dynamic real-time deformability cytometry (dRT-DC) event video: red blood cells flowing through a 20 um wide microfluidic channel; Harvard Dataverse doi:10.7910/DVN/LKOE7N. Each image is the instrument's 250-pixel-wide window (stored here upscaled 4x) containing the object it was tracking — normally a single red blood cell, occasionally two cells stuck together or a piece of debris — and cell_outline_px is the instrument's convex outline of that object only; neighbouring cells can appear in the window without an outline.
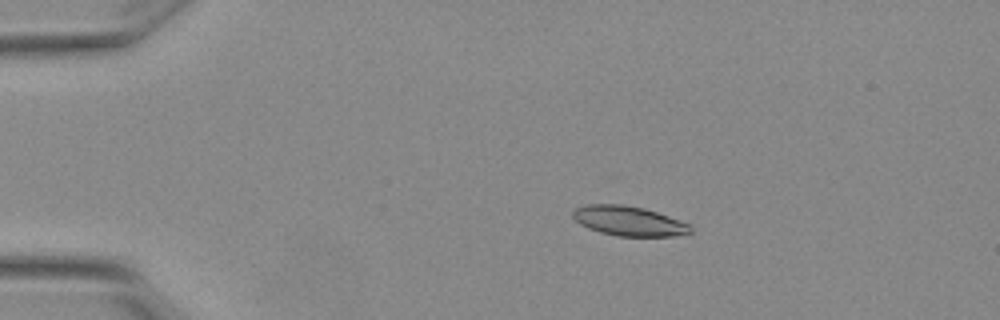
{"species": "Egyptian fruit bat (a non-hibernating species)", "species_latin": "Rousettus aegyptiacus", "temperature_condition": "warm", "stored_images_in_passage": 46, "camera_frame_rate_fps": 3000, "um_per_image_px": 0.085, "animal": {"sex": "female"}, "frame": {"image": 1, "passage_image": 3, "time_ms": 0.667, "image_size_px": [1000, 320], "cell_outline_px": [[692, 232], [672, 236], [616, 236], [600, 232], [588, 228], [580, 224], [572, 216], [572, 212], [576, 208], [588, 204], [620, 204], [644, 208], [692, 224]], "centroid_in_image_um": [53.46, 18.78], "position_along_channel_um": 31.5, "area_um2": 20.35}}
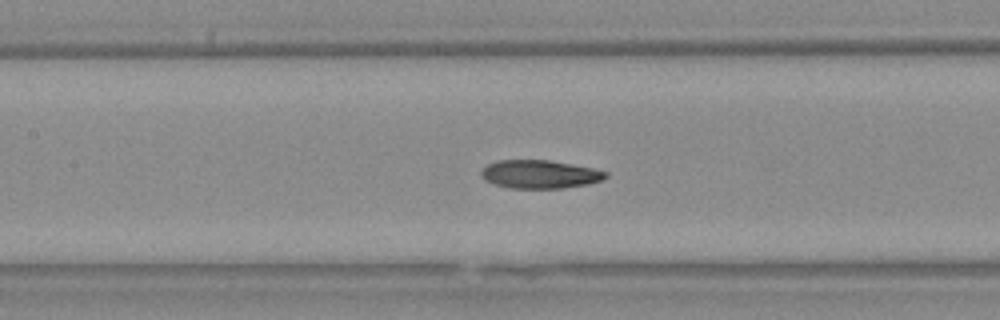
{"frame": {"image": 2, "passage_image": 18, "time_ms": 5.667, "image_size_px": [1000, 320], "cell_outline_px": [[608, 176], [604, 180], [588, 184], [564, 188], [508, 188], [484, 180], [480, 176], [480, 172], [488, 164], [496, 160], [548, 160], [572, 164], [592, 168], [608, 172]], "centroid_in_image_um": [45.89, 14.81], "position_along_channel_um": 161.5, "area_um2": 20.63}}
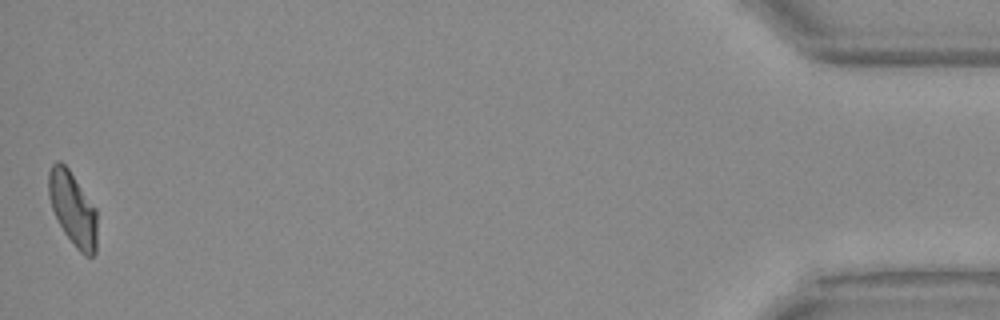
{"frame": {"image": 3, "passage_image": 46, "time_ms": 15.0, "image_size_px": [1000, 320], "cell_outline_px": [[96, 252], [92, 256], [84, 256], [76, 248], [64, 232], [52, 208], [48, 196], [48, 172], [52, 164], [56, 160], [60, 160], [68, 168], [96, 208]], "centroid_in_image_um": [6.18, 17.72], "position_along_channel_um": 429.0, "area_um2": 20.75}, "authors_computed_cell_mechanics": {"area_um2": 20.9525, "velocity_mm_per_s": 3.8257, "shape_relaxation_time_tau1_ms": null, "shape_relaxation_time_tau2_ms": 4.3689, "deformation_change_tau1": null, "deformation_change_tau2": 0.1143}}